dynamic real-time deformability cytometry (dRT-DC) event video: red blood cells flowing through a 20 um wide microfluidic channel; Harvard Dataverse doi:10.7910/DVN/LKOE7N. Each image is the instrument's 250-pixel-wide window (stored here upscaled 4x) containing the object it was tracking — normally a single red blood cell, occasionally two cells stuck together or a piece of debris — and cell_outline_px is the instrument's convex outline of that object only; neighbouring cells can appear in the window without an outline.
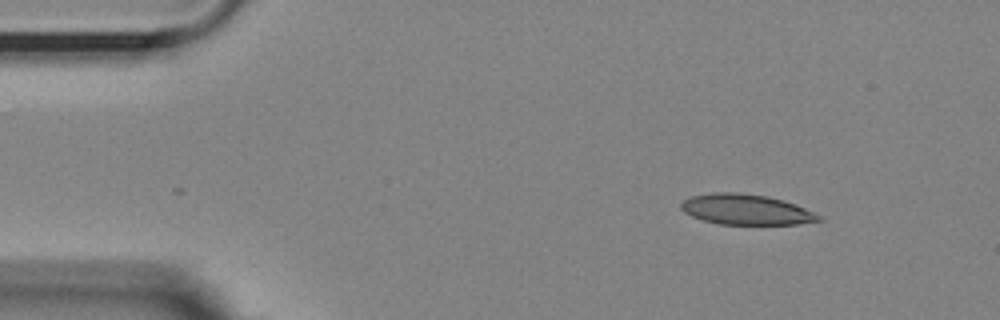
{"species": "Egyptian fruit bat (a non-hibernating species)", "species_latin": "Rousettus aegyptiacus", "temperature_condition": "room temperature", "stored_images_in_passage": 49, "camera_frame_rate_fps": 3000, "um_per_image_px": 0.085, "animal": {"sex": "female"}, "frame": {"image": 1, "passage_image": 1, "time_ms": 0.0, "image_size_px": [1000, 320], "cell_outline_px": [[824, 220], [796, 224], [720, 224], [704, 220], [692, 216], [684, 212], [680, 208], [680, 204], [684, 200], [692, 196], [712, 192], [736, 192], [768, 196], [796, 204], [820, 216]], "centroid_in_image_um": [63.4, 17.8], "position_along_channel_um": 21.6, "area_um2": 24.28}}
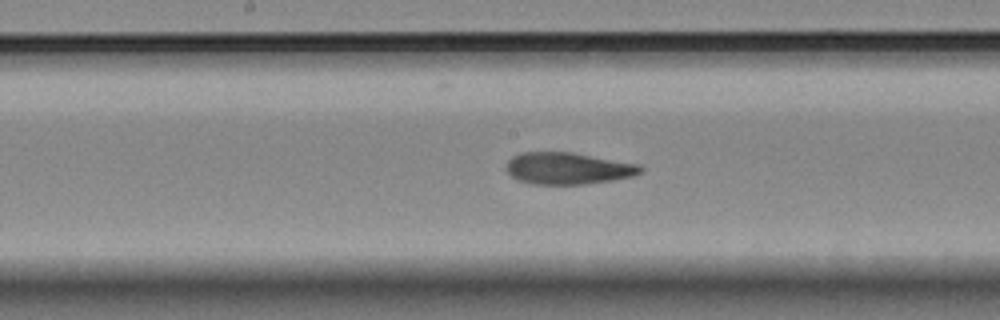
{"frame": {"image": 2, "passage_image": 22, "time_ms": 7.0, "image_size_px": [1000, 320], "cell_outline_px": [[644, 168], [640, 172], [632, 176], [612, 180], [584, 184], [532, 184], [516, 180], [508, 172], [508, 160], [512, 156], [520, 152], [572, 152], [640, 164]], "centroid_in_image_um": [48.27, 14.3], "position_along_channel_um": 199.9, "area_um2": 24.85}}
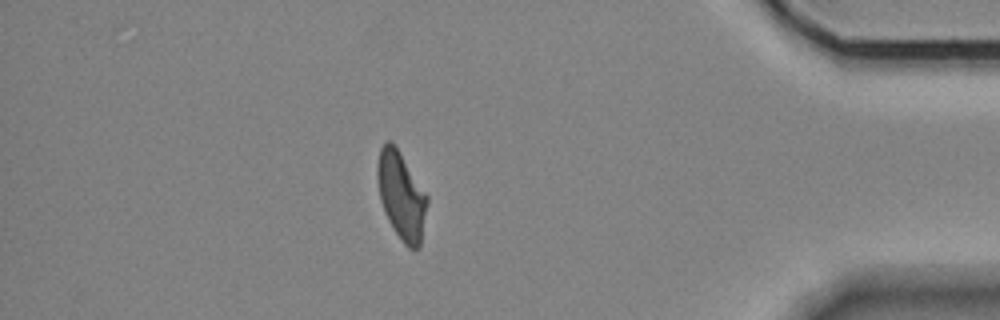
{"frame": {"image": 3, "passage_image": 42, "time_ms": 13.667, "image_size_px": [1000, 320], "cell_outline_px": [[428, 200], [420, 248], [408, 248], [404, 244], [388, 220], [384, 212], [380, 200], [376, 176], [376, 164], [380, 148], [384, 140], [392, 140], [400, 152], [428, 196]], "centroid_in_image_um": [34.09, 16.58], "position_along_channel_um": 401.1, "area_um2": 25.61}, "authors_computed_cell_mechanics": {"area_um2": 25.5476, "velocity_mm_per_s": 3.6115, "shape_relaxation_time_tau1_ms": 9.1584, "shape_relaxation_time_tau2_ms": 3.13, "deformation_change_tau1": 0.226, "deformation_change_tau2": 0.1034}}